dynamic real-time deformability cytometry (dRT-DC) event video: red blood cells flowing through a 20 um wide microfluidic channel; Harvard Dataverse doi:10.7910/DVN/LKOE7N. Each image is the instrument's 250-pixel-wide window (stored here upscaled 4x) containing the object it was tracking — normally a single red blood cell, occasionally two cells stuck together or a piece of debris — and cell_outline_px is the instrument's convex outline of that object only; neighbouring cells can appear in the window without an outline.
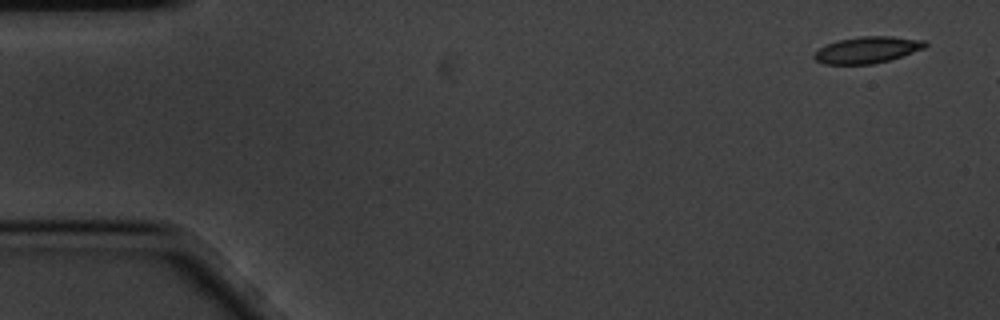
{"species": "common noctule bat (a hibernating species)", "species_latin": "Nyctalus noctula", "temperature_condition": "cold", "stored_images_in_passage": 4, "camera_frame_rate_fps": 3000, "um_per_image_px": 0.085, "animal": {"sex": "male", "body_mass_g": 20.1, "forearm_length_mm": 53.5}, "frame": {"image": 1, "passage_image": 1, "time_ms": 0.0, "image_size_px": [1000, 320], "cell_outline_px": [[928, 44], [924, 48], [888, 60], [872, 64], [824, 64], [816, 60], [812, 56], [812, 52], [836, 40], [860, 36], [892, 36], [924, 40]], "centroid_in_image_um": [73.67, 4.23], "position_along_channel_um": 11.3, "area_um2": 17.11}}